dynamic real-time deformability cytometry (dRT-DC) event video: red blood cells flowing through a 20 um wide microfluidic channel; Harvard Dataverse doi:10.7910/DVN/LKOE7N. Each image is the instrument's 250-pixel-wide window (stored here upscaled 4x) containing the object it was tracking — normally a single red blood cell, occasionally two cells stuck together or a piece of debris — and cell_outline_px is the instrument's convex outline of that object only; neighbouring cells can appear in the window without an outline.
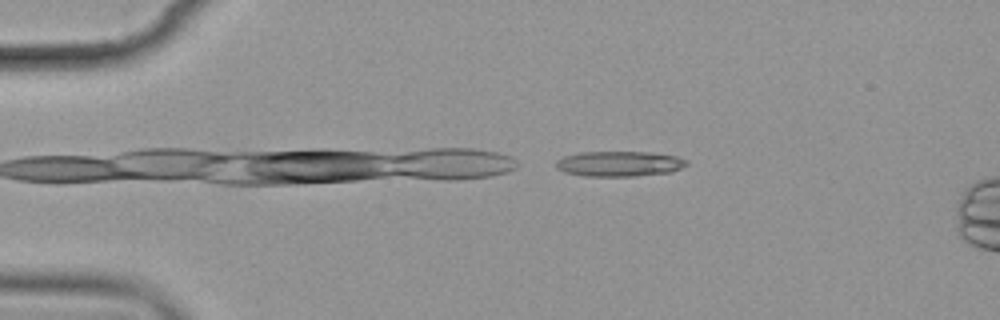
{"species": "common noctule bat (a hibernating species)", "species_latin": "Nyctalus noctula", "temperature_condition": "cold", "stored_images_in_passage": 2, "camera_frame_rate_fps": 3000, "um_per_image_px": 0.085, "animal": {"sex": "female", "body_mass_g": 19.9}, "frame": {"image": 1, "passage_image": 2, "time_ms": 1.0, "image_size_px": [1000, 320], "cell_outline_px": [[688, 164], [672, 172], [632, 176], [584, 176], [564, 172], [556, 168], [556, 160], [564, 156], [580, 152], [648, 152], [676, 156], [688, 160]], "centroid_in_image_um": [52.63, 13.92], "position_along_channel_um": 32.4, "area_um2": 19.25}}